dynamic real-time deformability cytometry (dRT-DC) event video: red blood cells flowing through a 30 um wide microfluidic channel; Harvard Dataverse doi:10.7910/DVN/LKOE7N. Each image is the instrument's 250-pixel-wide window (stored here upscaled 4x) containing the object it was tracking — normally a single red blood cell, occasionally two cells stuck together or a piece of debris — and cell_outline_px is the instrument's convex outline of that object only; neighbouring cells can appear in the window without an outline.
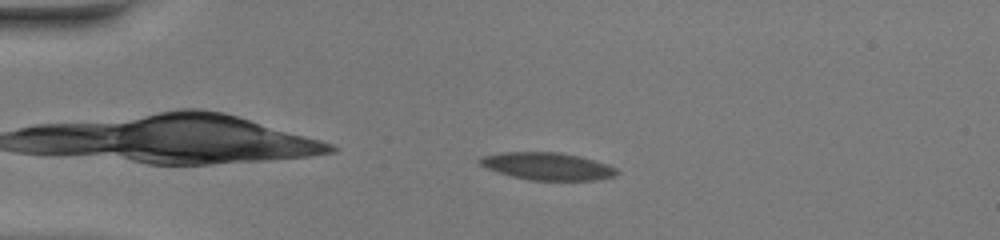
{"species": "common noctule bat (a hibernating species)", "species_latin": "Nyctalus noctula", "temperature_condition": "warm", "stored_images_in_passage": 44, "camera_frame_rate_fps": 3000, "um_per_image_px": 0.085, "animal": {"sex": "female", "body_mass_g": 20.0, "forearm_length_mm": 54.0}, "frame": {"image": 1, "passage_image": 4, "time_ms": 1.0, "image_size_px": [1000, 240], "cell_outline_px": [[620, 172], [616, 176], [596, 180], [528, 180], [512, 176], [488, 168], [480, 164], [476, 160], [480, 156], [504, 152], [556, 152], [580, 156], [608, 164], [616, 168]], "centroid_in_image_um": [46.55, 14.13], "position_along_channel_um": 38.4, "area_um2": 21.91}}
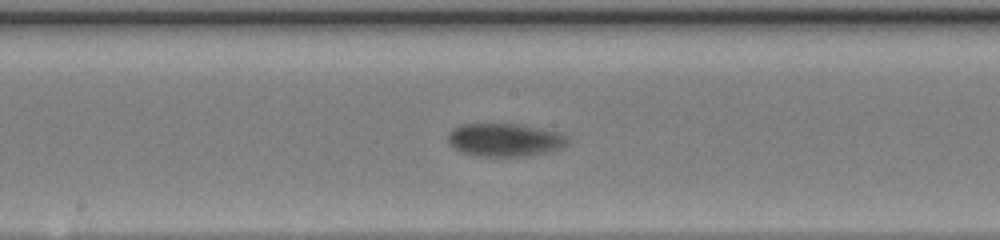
{"frame": {"image": 2, "passage_image": 20, "time_ms": 6.333, "image_size_px": [1000, 240], "cell_outline_px": [[568, 144], [560, 148], [544, 152], [524, 156], [484, 156], [460, 152], [452, 148], [448, 144], [448, 132], [452, 128], [460, 124], [520, 124], [560, 132], [568, 136]], "centroid_in_image_um": [42.87, 11.88], "position_along_channel_um": 205.3, "area_um2": 23.18}}
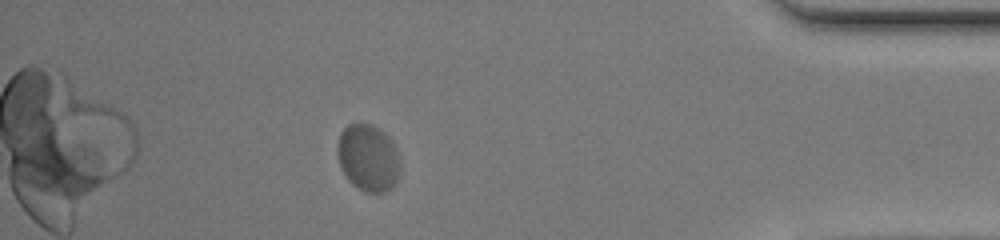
{"frame": {"image": 3, "passage_image": 38, "time_ms": 12.333, "image_size_px": [1000, 240], "cell_outline_px": [[400, 172], [396, 184], [392, 188], [384, 192], [364, 192], [356, 188], [348, 180], [340, 168], [336, 152], [336, 144], [340, 132], [348, 124], [372, 124], [384, 132], [392, 140], [396, 148], [400, 164]], "centroid_in_image_um": [31.28, 13.43], "position_along_channel_um": 403.9, "area_um2": 25.03}, "authors_computed_cell_mechanics": {"area_um2": 22.9177, "velocity_mm_per_s": 3.9687, "shape_relaxation_time_tau1_ms": 3.6713, "shape_relaxation_time_tau2_ms": null, "deformation_change_tau1": 0.1198, "deformation_change_tau2": null}}